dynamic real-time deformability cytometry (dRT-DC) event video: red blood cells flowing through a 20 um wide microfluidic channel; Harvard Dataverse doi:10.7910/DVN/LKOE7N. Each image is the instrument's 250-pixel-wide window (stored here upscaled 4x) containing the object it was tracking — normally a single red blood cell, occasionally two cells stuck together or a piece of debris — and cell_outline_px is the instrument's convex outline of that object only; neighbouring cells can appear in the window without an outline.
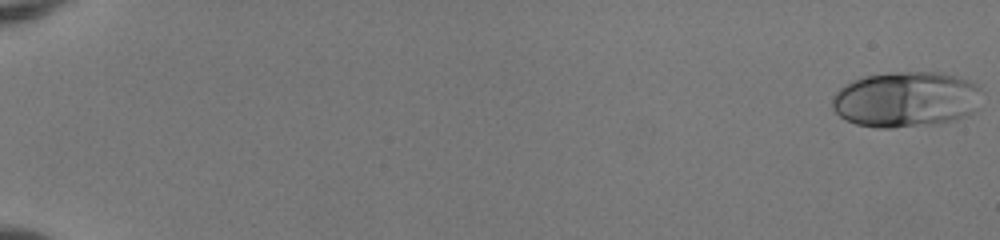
{"species": "human", "species_latin": "Homo sapiens", "temperature_condition": "room temperature", "stored_images_in_passage": 53, "camera_frame_rate_fps": 3000, "um_per_image_px": 0.085, "donor": {"sex": "female"}, "frame": {"image": 1, "passage_image": 1, "time_ms": 0.0, "image_size_px": [1000, 240], "cell_outline_px": [[980, 108], [968, 116], [956, 120], [936, 124], [892, 128], [876, 128], [856, 124], [844, 120], [832, 108], [832, 96], [840, 88], [852, 80], [864, 76], [892, 72], [940, 72], [956, 76], [968, 80], [976, 84], [980, 88]], "centroid_in_image_um": [77.03, 8.46], "position_along_channel_um": 8.0, "area_um2": 49.25}}
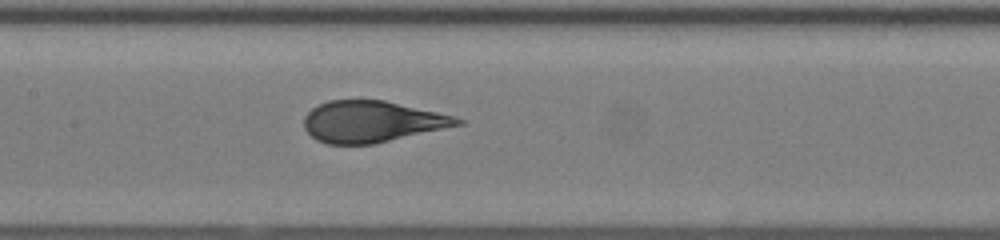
{"frame": {"image": 2, "passage_image": 29, "time_ms": 9.333, "image_size_px": [1000, 240], "cell_outline_px": [[464, 124], [372, 144], [328, 144], [316, 140], [304, 128], [304, 116], [312, 108], [328, 100], [384, 100], [456, 116], [464, 120]], "centroid_in_image_um": [31.61, 10.33], "position_along_channel_um": 175.8, "area_um2": 36.82}}
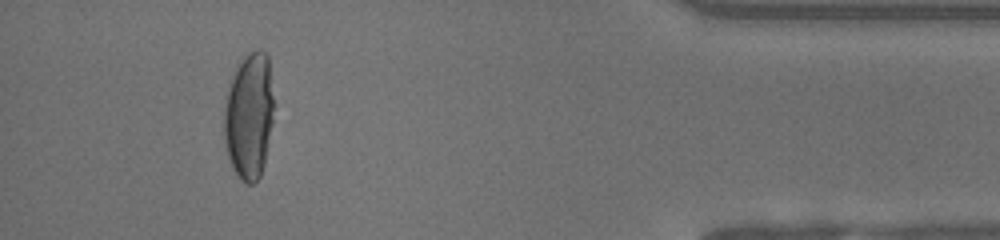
{"frame": {"image": 3, "passage_image": 50, "time_ms": 16.333, "image_size_px": [1000, 240], "cell_outline_px": [[272, 124], [264, 164], [260, 176], [252, 184], [248, 184], [240, 180], [236, 176], [232, 168], [228, 156], [224, 140], [224, 108], [228, 88], [236, 64], [248, 52], [256, 48], [260, 48], [268, 56], [272, 96]], "centroid_in_image_um": [21.15, 9.84], "position_along_channel_um": 414.1, "area_um2": 36.82}, "authors_computed_cell_mechanics": {"area_um2": 38.9572, "velocity_mm_per_s": 4.011, "shape_relaxation_time_tau1_ms": 4.2978, "shape_relaxation_time_tau2_ms": null, "deformation_change_tau1": 0.2226, "deformation_change_tau2": null}}